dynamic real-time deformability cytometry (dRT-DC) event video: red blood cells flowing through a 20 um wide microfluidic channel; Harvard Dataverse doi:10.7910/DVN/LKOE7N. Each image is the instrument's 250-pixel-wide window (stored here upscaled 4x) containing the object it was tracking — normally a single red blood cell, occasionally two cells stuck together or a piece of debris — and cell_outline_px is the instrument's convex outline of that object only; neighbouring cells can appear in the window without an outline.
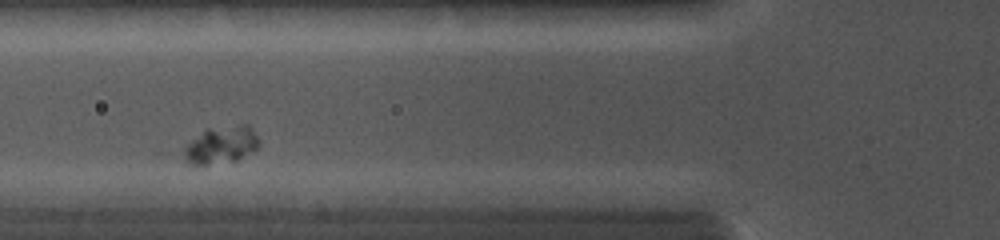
{"species": "common noctule bat (a hibernating species)", "species_latin": "Nyctalus noctula", "temperature_condition": "cold", "stored_images_in_passage": 5, "camera_frame_rate_fps": 5000, "um_per_image_px": 0.085, "animal": {"sex": "female", "body_mass_g": 19.0, "forearm_length_mm": 56.7}, "frame": {"image": 1, "passage_image": 3, "time_ms": 1.8, "image_size_px": [1000, 240], "cell_outline_px": [[260, 144], [256, 148], [236, 160], [208, 164], [192, 164], [184, 156], [184, 148], [192, 140], [208, 128], [240, 124], [248, 124], [252, 128], [260, 140]], "centroid_in_image_um": [18.85, 12.28], "position_along_channel_um": 106.9, "area_um2": 15.95}}
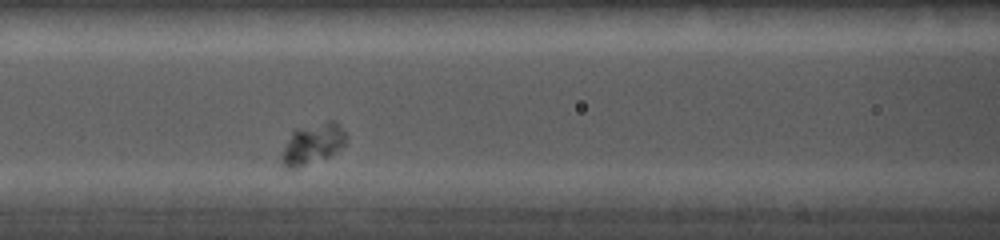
{"frame": {"image": 2, "passage_image": 4, "time_ms": 2.6, "image_size_px": [1000, 240], "cell_outline_px": [[348, 136], [344, 144], [340, 148], [328, 156], [296, 168], [284, 168], [280, 164], [280, 152], [292, 132], [296, 128], [328, 120], [336, 120]], "centroid_in_image_um": [26.54, 12.21], "position_along_channel_um": 140.1, "area_um2": 15.49}}
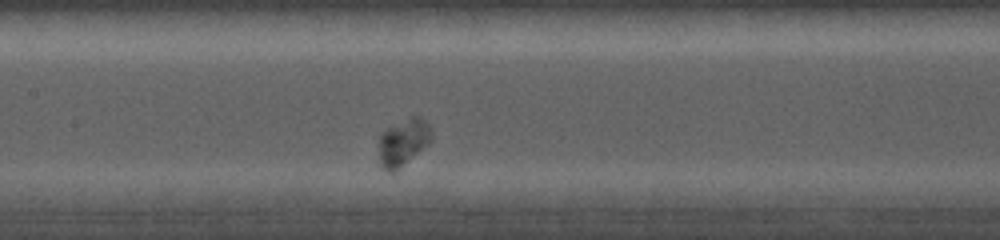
{"frame": {"image": 3, "passage_image": 5, "time_ms": 3.4, "image_size_px": [1000, 240], "cell_outline_px": [[432, 140], [396, 172], [388, 172], [380, 168], [380, 132], [412, 116], [420, 116], [428, 124], [432, 136]], "centroid_in_image_um": [34.26, 12.13], "position_along_channel_um": 173.1, "area_um2": 14.28}}